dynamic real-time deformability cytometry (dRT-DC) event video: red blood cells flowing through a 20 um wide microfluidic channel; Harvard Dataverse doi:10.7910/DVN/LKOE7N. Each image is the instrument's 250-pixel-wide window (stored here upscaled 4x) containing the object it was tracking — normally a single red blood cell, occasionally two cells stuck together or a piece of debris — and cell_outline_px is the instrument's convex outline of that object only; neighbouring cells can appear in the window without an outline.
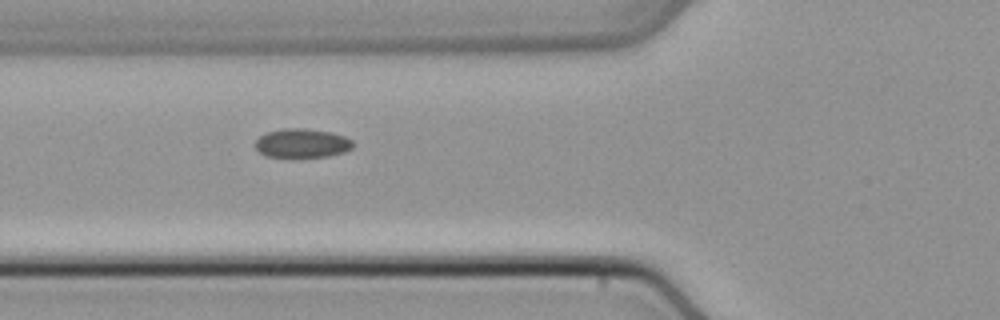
{"species": "common noctule bat (a hibernating species)", "species_latin": "Nyctalus noctula", "temperature_condition": "cold", "stored_images_in_passage": 3, "camera_frame_rate_fps": 3000, "um_per_image_px": 0.085, "animal": {"sex": "male", "body_mass_g": 21.5, "forearm_length_mm": 52.0}, "frame": {"image": 1, "passage_image": 2, "time_ms": 0.333, "image_size_px": [1000, 320], "cell_outline_px": [[352, 148], [344, 152], [328, 156], [264, 156], [256, 148], [256, 140], [260, 136], [268, 132], [284, 128], [304, 128], [332, 132], [344, 136], [352, 140]], "centroid_in_image_um": [25.68, 12.15], "position_along_channel_um": 100.1, "area_um2": 16.24}}